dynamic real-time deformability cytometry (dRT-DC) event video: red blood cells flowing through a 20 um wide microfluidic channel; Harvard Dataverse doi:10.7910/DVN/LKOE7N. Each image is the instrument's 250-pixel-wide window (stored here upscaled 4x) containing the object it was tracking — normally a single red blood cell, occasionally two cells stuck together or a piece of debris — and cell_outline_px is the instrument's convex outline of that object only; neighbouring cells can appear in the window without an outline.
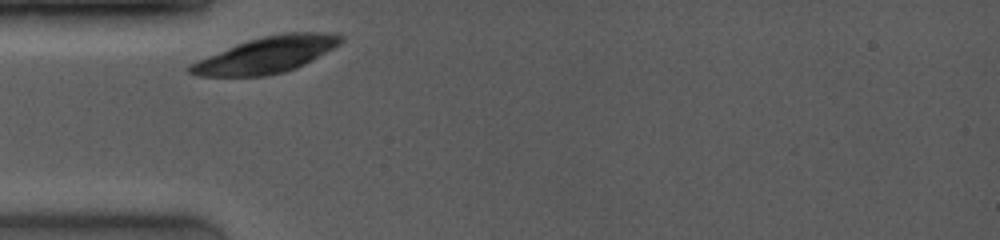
{"species": "common noctule bat (a hibernating species)", "species_latin": "Nyctalus noctula", "temperature_condition": "room temperature", "stored_images_in_passage": 6, "camera_frame_rate_fps": 4000, "um_per_image_px": 0.085, "animal": {"sex": "female", "body_mass_g": 19.0, "forearm_length_mm": 53.3}, "frame": {"image": 1, "passage_image": 1, "time_ms": 0.0, "image_size_px": [1000, 240], "cell_outline_px": [[344, 40], [340, 44], [312, 60], [296, 68], [284, 72], [264, 76], [196, 76], [188, 72], [188, 64], [196, 60], [236, 44], [248, 40], [264, 36], [284, 32], [324, 32], [344, 36]], "centroid_in_image_um": [22.62, 4.66], "position_along_channel_um": 62.4, "area_um2": 31.79}}
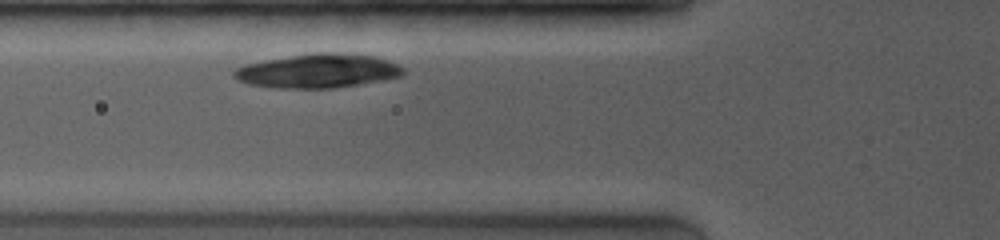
{"frame": {"image": 2, "passage_image": 3, "time_ms": 1.0, "image_size_px": [1000, 240], "cell_outline_px": [[404, 76], [384, 80], [336, 88], [280, 88], [248, 84], [236, 80], [232, 76], [232, 72], [236, 68], [244, 64], [264, 60], [312, 52], [332, 52], [376, 56], [388, 60], [404, 68]], "centroid_in_image_um": [27.02, 6.02], "position_along_channel_um": 98.8, "area_um2": 33.93}}